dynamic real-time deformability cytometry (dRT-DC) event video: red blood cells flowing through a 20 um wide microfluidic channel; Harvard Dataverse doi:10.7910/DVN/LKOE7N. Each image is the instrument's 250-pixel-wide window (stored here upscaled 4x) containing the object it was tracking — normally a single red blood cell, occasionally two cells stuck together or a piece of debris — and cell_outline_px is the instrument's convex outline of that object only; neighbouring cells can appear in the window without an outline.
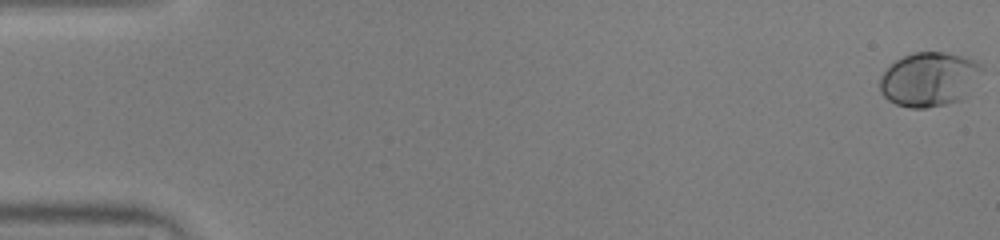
{"species": "human", "species_latin": "Homo sapiens", "temperature_condition": "warm", "stored_images_in_passage": 53, "camera_frame_rate_fps": 3000, "um_per_image_px": 0.085, "donor": {"sex": "male"}, "frame": {"image": 1, "passage_image": 1, "time_ms": 0.0, "image_size_px": [1000, 240], "cell_outline_px": [[984, 68], [960, 100], [944, 104], [924, 108], [912, 108], [896, 104], [888, 100], [880, 92], [880, 76], [896, 60], [912, 52], [944, 52], [964, 56], [976, 60]], "centroid_in_image_um": [78.95, 6.72], "position_along_channel_um": 6.1, "area_um2": 31.85}}
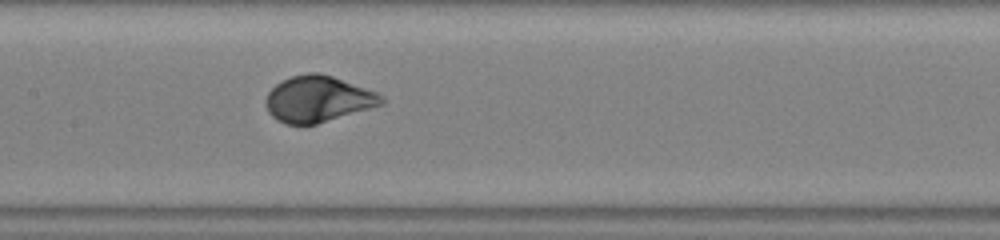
{"frame": {"image": 2, "passage_image": 27, "time_ms": 8.667, "image_size_px": [1000, 240], "cell_outline_px": [[388, 100], [384, 104], [316, 124], [284, 124], [276, 120], [268, 112], [264, 100], [268, 92], [276, 84], [292, 76], [308, 72], [320, 72], [332, 76], [376, 92], [384, 96]], "centroid_in_image_um": [27.03, 8.42], "position_along_channel_um": 180.4, "area_um2": 31.15}}
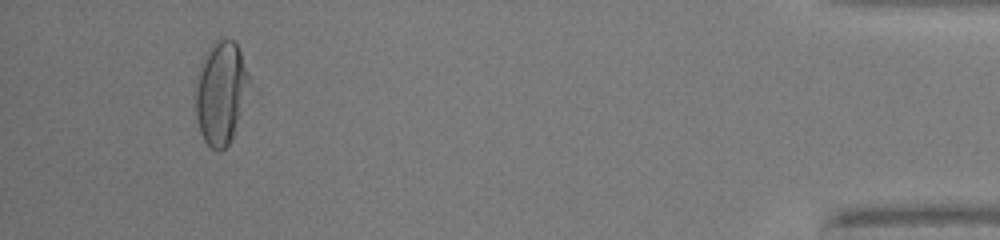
{"frame": {"image": 3, "passage_image": 50, "time_ms": 16.333, "image_size_px": [1000, 240], "cell_outline_px": [[252, 84], [236, 132], [232, 140], [220, 152], [216, 152], [204, 140], [200, 132], [196, 120], [196, 72], [200, 60], [208, 48], [216, 40], [232, 40], [236, 44], [240, 52], [252, 80]], "centroid_in_image_um": [18.8, 7.91], "position_along_channel_um": 416.4, "area_um2": 33.18}, "authors_computed_cell_mechanics": {"area_um2": 30.8652, "velocity_mm_per_s": 3.972, "shape_relaxation_time_tau1_ms": 2.5453, "shape_relaxation_time_tau2_ms": null, "deformation_change_tau1": 0.1824, "deformation_change_tau2": null}}